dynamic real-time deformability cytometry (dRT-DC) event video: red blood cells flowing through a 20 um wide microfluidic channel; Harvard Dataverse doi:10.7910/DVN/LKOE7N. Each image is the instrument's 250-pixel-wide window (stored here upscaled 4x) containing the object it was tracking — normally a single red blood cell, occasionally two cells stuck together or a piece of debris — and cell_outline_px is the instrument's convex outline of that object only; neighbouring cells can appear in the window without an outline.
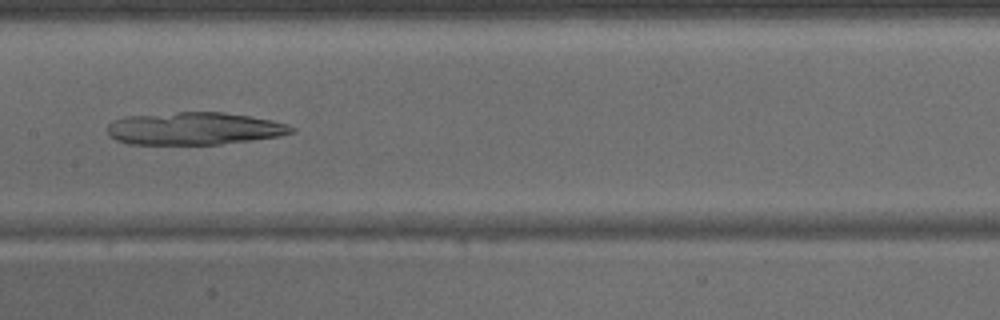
{"species": "common noctule bat (a hibernating species)", "species_latin": "Nyctalus noctula", "temperature_condition": "warm", "stored_images_in_passage": 43, "camera_frame_rate_fps": 3000, "um_per_image_px": 0.085, "animal": {"sex": "male", "body_mass_g": 15.6}, "frame": {"image": 1, "passage_image": 21, "time_ms": 6.667, "image_size_px": [1000, 320], "cell_outline_px": [[296, 132], [280, 136], [220, 144], [128, 144], [116, 140], [108, 136], [108, 124], [112, 120], [124, 116], [176, 112], [224, 112], [272, 120], [288, 124], [296, 128]], "centroid_in_image_um": [16.5, 10.92], "position_along_channel_um": 190.9, "area_um2": 35.14}}
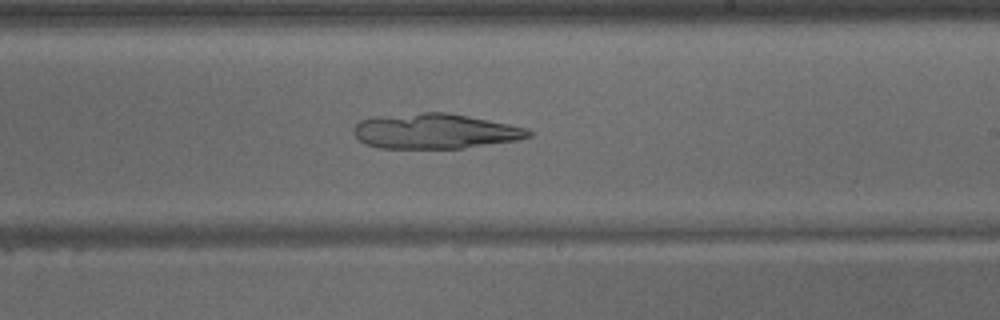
{"frame": {"image": 2, "passage_image": 25, "time_ms": 8.0, "image_size_px": [1000, 320], "cell_outline_px": [[532, 136], [516, 140], [464, 148], [380, 148], [364, 144], [352, 132], [352, 128], [360, 120], [376, 116], [424, 112], [448, 112], [528, 128], [532, 132]], "centroid_in_image_um": [36.95, 11.15], "position_along_channel_um": 252.1, "area_um2": 35.84}}
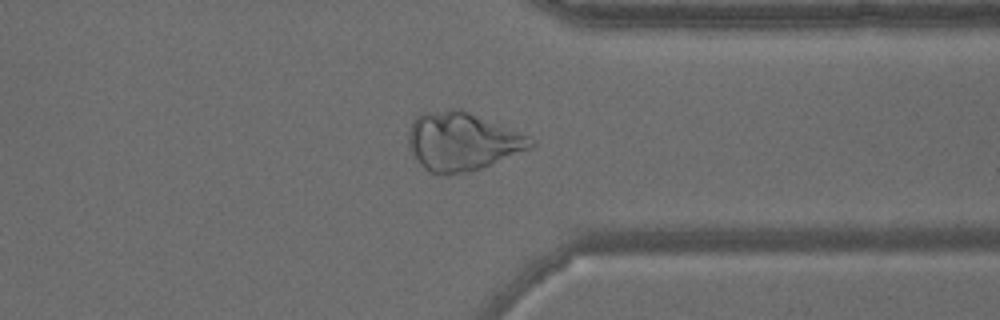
{"frame": {"image": 3, "passage_image": 33, "time_ms": 10.667, "image_size_px": [1000, 320], "cell_outline_px": [[536, 144], [532, 148], [472, 172], [448, 176], [444, 176], [432, 172], [424, 168], [420, 164], [408, 148], [408, 132], [412, 120], [416, 116], [424, 112], [448, 108], [460, 108], [528, 136], [536, 140]], "centroid_in_image_um": [39.26, 12.03], "position_along_channel_um": 372.1, "area_um2": 42.08}}